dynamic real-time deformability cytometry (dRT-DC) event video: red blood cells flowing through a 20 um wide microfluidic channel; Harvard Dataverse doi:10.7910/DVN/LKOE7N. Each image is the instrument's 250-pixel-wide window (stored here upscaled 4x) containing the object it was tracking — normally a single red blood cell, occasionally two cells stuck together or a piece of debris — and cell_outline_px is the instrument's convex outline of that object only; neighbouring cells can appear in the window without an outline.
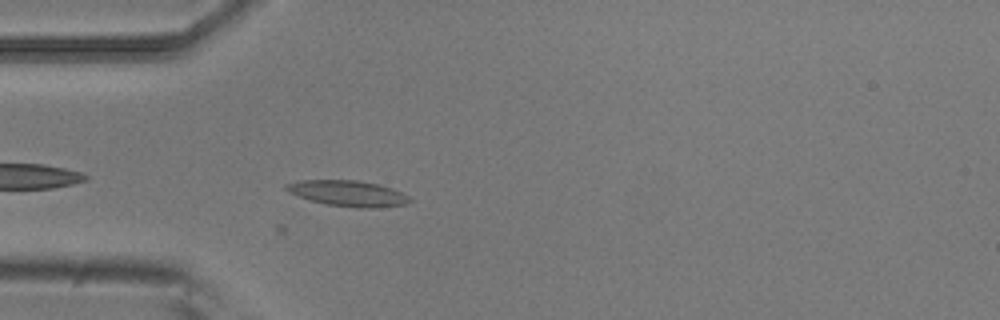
{"species": "common noctule bat (a hibernating species)", "species_latin": "Nyctalus noctula", "temperature_condition": "room temperature", "stored_images_in_passage": 3, "camera_frame_rate_fps": 3000, "um_per_image_px": 0.085, "animal": {"sex": "male", "body_mass_g": 20.5, "forearm_length_mm": 52.5}, "frame": {"image": 1, "passage_image": 3, "time_ms": 0.667, "image_size_px": [1000, 320], "cell_outline_px": [[412, 200], [408, 204], [376, 208], [356, 208], [324, 204], [288, 192], [284, 188], [284, 184], [300, 180], [356, 180], [380, 184], [392, 188], [408, 196]], "centroid_in_image_um": [29.59, 16.44], "position_along_channel_um": 55.4, "area_um2": 18.67}}